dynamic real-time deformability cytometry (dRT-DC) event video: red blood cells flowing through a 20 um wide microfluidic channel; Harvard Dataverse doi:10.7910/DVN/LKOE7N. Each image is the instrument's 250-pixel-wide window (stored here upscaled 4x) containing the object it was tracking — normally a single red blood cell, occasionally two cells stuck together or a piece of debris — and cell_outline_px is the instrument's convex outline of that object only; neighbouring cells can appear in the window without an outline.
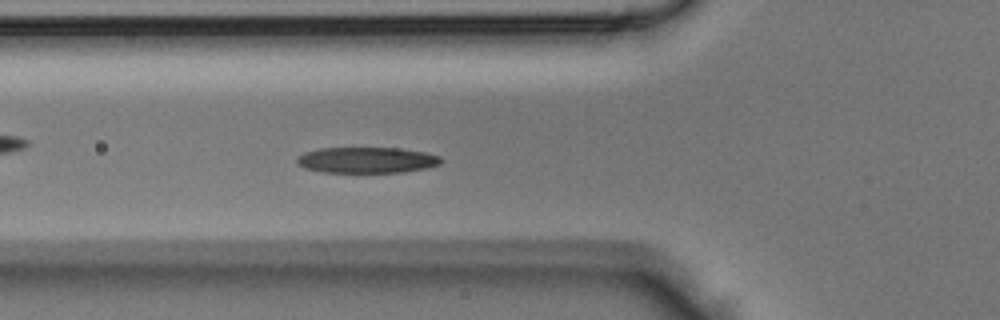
{"species": "Egyptian fruit bat (a non-hibernating species)", "species_latin": "Rousettus aegyptiacus", "temperature_condition": "room temperature", "stored_images_in_passage": 31, "camera_frame_rate_fps": 3000, "um_per_image_px": 0.085, "animal": {"sex": "male"}, "frame": {"image": 1, "passage_image": 3, "time_ms": 0.667, "image_size_px": [1000, 320], "cell_outline_px": [[444, 160], [440, 164], [424, 168], [404, 172], [324, 172], [304, 168], [296, 160], [304, 152], [320, 148], [400, 148], [424, 152], [440, 156]], "centroid_in_image_um": [31.21, 13.6], "position_along_channel_um": 94.6, "area_um2": 21.62}}
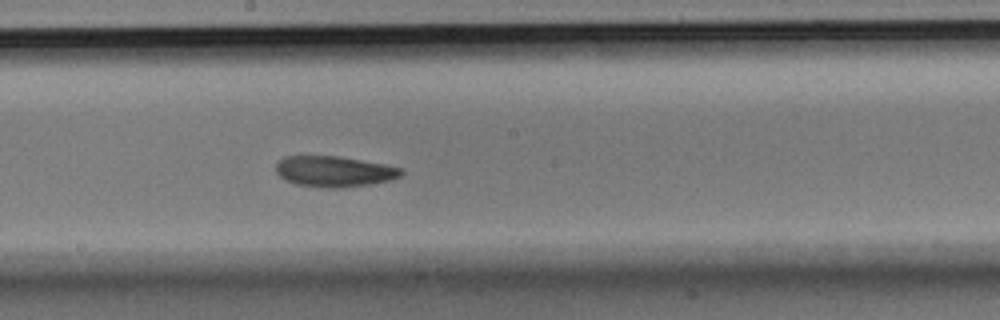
{"frame": {"image": 2, "passage_image": 11, "time_ms": 3.333, "image_size_px": [1000, 320], "cell_outline_px": [[404, 172], [400, 176], [388, 180], [372, 184], [344, 188], [324, 188], [296, 184], [284, 180], [276, 172], [276, 164], [284, 156], [340, 156], [384, 164], [400, 168]], "centroid_in_image_um": [28.39, 14.58], "position_along_channel_um": 219.8, "area_um2": 22.54}}
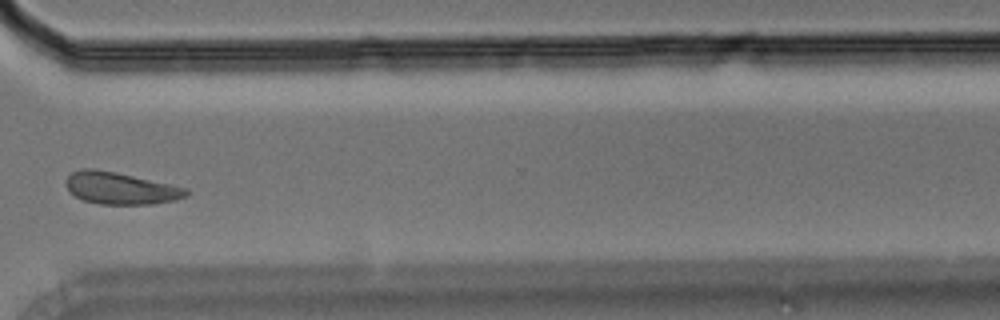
{"frame": {"image": 3, "passage_image": 20, "time_ms": 6.333, "image_size_px": [1000, 320], "cell_outline_px": [[188, 196], [176, 200], [156, 204], [100, 204], [84, 200], [76, 196], [64, 184], [68, 176], [72, 172], [80, 168], [92, 168], [116, 172], [188, 188]], "centroid_in_image_um": [10.26, 16.0], "position_along_channel_um": 360.3, "area_um2": 22.43}}